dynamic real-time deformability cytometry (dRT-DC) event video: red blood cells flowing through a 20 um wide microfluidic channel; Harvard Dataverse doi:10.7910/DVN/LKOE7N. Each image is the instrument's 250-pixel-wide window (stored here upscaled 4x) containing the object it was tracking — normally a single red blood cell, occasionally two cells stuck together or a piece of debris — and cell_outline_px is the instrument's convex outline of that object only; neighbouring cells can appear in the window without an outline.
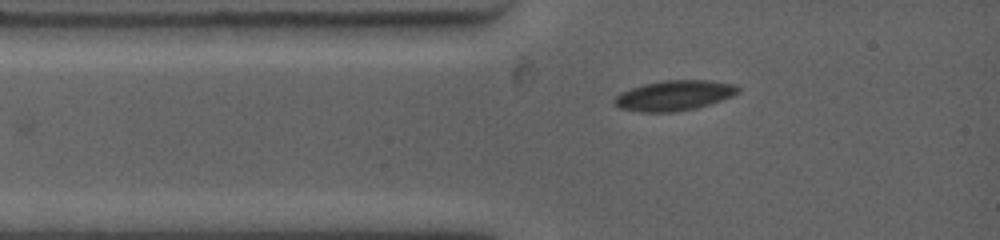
{"species": "common noctule bat (a hibernating species)", "species_latin": "Nyctalus noctula", "temperature_condition": "warm", "stored_images_in_passage": 4, "camera_frame_rate_fps": 4500, "um_per_image_px": 0.085, "animal": {"sex": "female", "body_mass_g": 19.0, "forearm_length_mm": 53.3}, "frame": {"image": 1, "passage_image": 1, "time_ms": 0.0, "image_size_px": [1000, 240], "cell_outline_px": [[740, 92], [732, 96], [696, 108], [676, 112], [640, 112], [620, 108], [612, 100], [620, 92], [644, 84], [664, 80], [712, 80], [736, 84], [740, 88]], "centroid_in_image_um": [57.33, 8.11], "position_along_channel_um": 27.7, "area_um2": 21.79}}
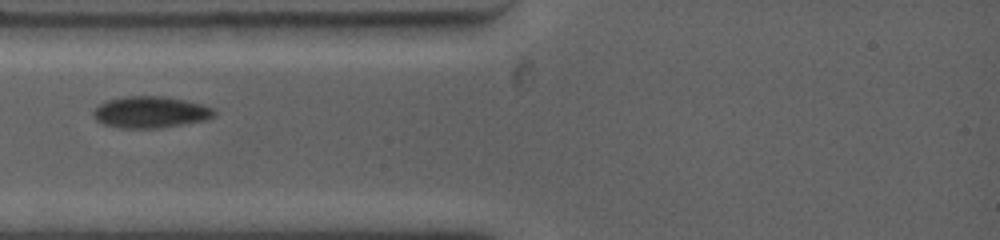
{"frame": {"image": 2, "passage_image": 3, "time_ms": 1.333, "image_size_px": [1000, 240], "cell_outline_px": [[216, 116], [208, 120], [156, 128], [120, 128], [104, 124], [96, 120], [92, 116], [92, 112], [100, 104], [108, 100], [124, 96], [160, 96], [184, 100], [200, 104], [212, 108], [216, 112]], "centroid_in_image_um": [12.79, 9.54], "position_along_channel_um": 72.2, "area_um2": 22.14}}